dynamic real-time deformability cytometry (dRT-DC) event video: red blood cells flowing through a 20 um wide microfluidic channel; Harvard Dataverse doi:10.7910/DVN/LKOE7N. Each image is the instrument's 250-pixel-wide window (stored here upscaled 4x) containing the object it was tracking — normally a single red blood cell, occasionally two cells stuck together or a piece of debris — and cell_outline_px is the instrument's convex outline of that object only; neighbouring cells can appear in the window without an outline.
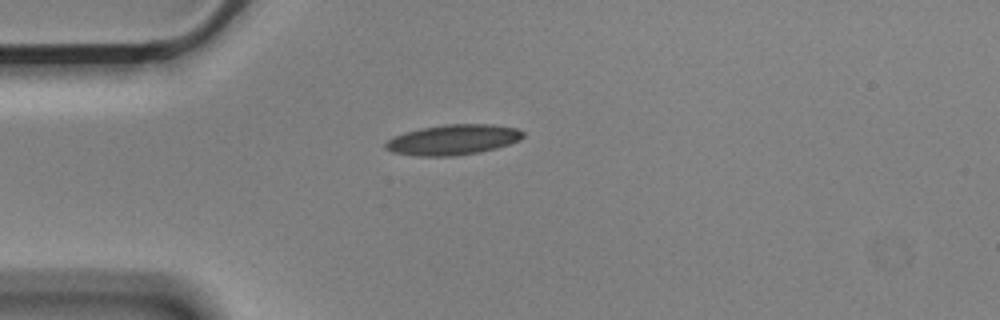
{"species": "Egyptian fruit bat (a non-hibernating species)", "species_latin": "Rousettus aegyptiacus", "temperature_condition": "cold", "stored_images_in_passage": 1, "camera_frame_rate_fps": 3000, "um_per_image_px": 0.085, "animal": {"sex": "male"}, "frame": {"image": 1, "passage_image": 1, "time_ms": 0.0, "image_size_px": [1000, 320], "cell_outline_px": [[524, 136], [520, 140], [496, 148], [480, 152], [456, 156], [416, 156], [392, 152], [384, 148], [384, 144], [392, 136], [404, 132], [420, 128], [444, 124], [492, 124], [516, 128], [524, 132]], "centroid_in_image_um": [38.48, 11.87], "position_along_channel_um": 46.5, "area_um2": 24.51}}